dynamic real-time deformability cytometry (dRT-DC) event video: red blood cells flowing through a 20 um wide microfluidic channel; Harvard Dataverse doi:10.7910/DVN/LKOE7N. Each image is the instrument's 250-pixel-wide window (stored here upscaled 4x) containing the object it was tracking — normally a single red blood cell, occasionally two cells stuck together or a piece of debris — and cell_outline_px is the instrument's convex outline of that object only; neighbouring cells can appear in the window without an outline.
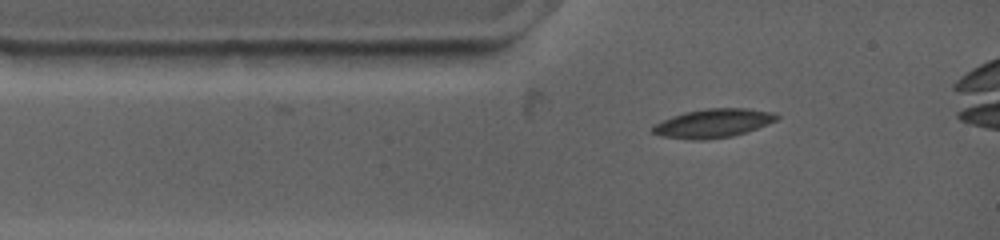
{"species": "common noctule bat (a hibernating species)", "species_latin": "Nyctalus noctula", "temperature_condition": "warm", "stored_images_in_passage": 5, "camera_frame_rate_fps": 4500, "um_per_image_px": 0.085, "animal": {"sex": "female", "body_mass_g": 19.0, "forearm_length_mm": 53.3}, "frame": {"image": 1, "passage_image": 1, "time_ms": 0.0, "image_size_px": [1000, 240], "cell_outline_px": [[780, 116], [776, 120], [768, 124], [732, 136], [704, 140], [692, 140], [664, 136], [652, 132], [652, 124], [660, 120], [684, 112], [708, 108], [748, 108], [772, 112]], "centroid_in_image_um": [60.58, 10.47], "position_along_channel_um": 24.4, "area_um2": 20.75}}
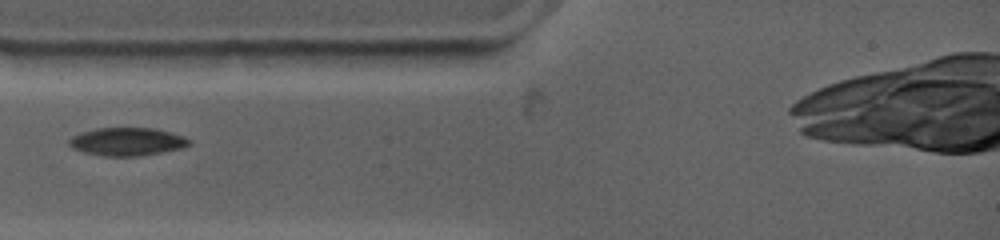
{"frame": {"image": 2, "passage_image": 3, "time_ms": 1.556, "image_size_px": [1000, 240], "cell_outline_px": [[192, 144], [180, 148], [140, 156], [104, 156], [84, 152], [72, 148], [68, 144], [68, 140], [72, 136], [80, 132], [96, 128], [156, 128], [184, 136], [192, 140]], "centroid_in_image_um": [10.8, 12.03], "position_along_channel_um": 74.2, "area_um2": 19.71}}
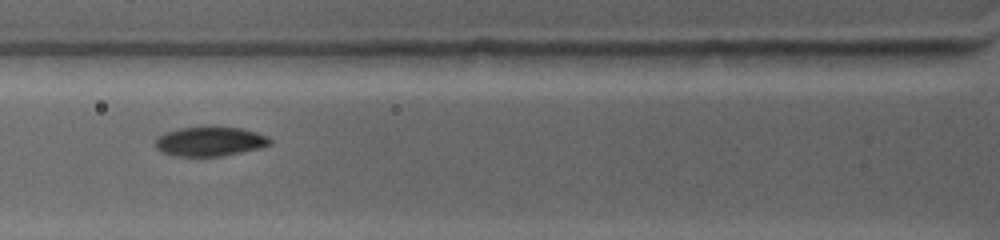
{"frame": {"image": 3, "passage_image": 4, "time_ms": 2.444, "image_size_px": [1000, 240], "cell_outline_px": [[272, 144], [260, 148], [220, 156], [172, 156], [160, 152], [152, 144], [152, 140], [156, 136], [164, 132], [180, 128], [212, 124], [240, 128], [256, 132], [268, 136], [272, 140]], "centroid_in_image_um": [17.77, 11.99], "position_along_channel_um": 108.0, "area_um2": 20.58}}